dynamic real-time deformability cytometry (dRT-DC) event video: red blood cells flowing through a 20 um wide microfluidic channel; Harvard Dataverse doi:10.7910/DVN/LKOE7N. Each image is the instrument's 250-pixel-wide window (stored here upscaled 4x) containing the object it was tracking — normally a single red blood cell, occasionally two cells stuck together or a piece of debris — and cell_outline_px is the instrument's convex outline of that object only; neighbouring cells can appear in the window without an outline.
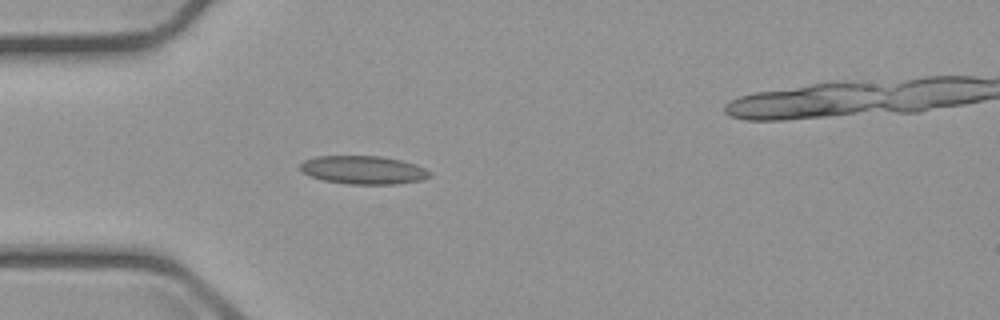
{"species": "common noctule bat (a hibernating species)", "species_latin": "Nyctalus noctula", "temperature_condition": "cold", "stored_images_in_passage": 5, "camera_frame_rate_fps": 3000, "um_per_image_px": 0.085, "animal": {"sex": "male", "body_mass_g": 23.1, "forearm_length_mm": 52.7}, "frame": {"image": 1, "passage_image": 5, "time_ms": 4.667, "image_size_px": [1000, 320], "cell_outline_px": [[432, 176], [424, 180], [396, 184], [348, 184], [324, 180], [308, 176], [300, 168], [300, 164], [304, 160], [316, 156], [380, 156], [400, 160], [416, 164], [432, 172]], "centroid_in_image_um": [30.92, 14.45], "position_along_channel_um": 54.1, "area_um2": 21.5}}